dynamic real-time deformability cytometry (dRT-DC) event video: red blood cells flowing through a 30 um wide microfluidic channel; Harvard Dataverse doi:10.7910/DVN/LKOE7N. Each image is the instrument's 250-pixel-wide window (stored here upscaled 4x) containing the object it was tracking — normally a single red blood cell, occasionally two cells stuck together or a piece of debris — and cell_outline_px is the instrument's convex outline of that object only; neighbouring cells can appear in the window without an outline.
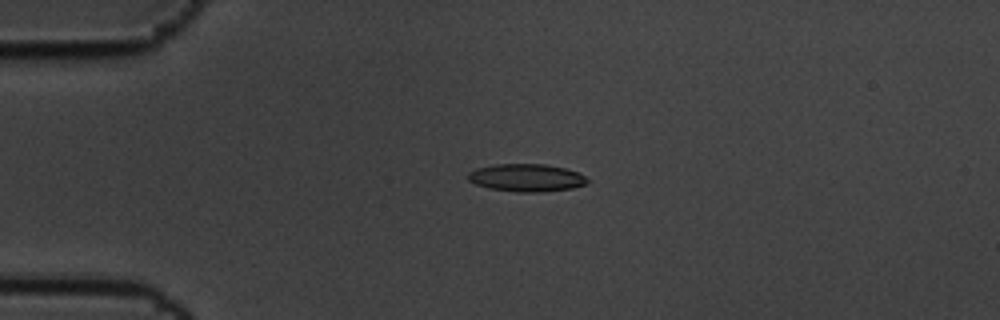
{"species": "common noctule bat (a hibernating species)", "species_latin": "Nyctalus noctula", "temperature_condition": "cold", "stored_images_in_passage": 5, "camera_frame_rate_fps": 3000, "um_per_image_px": 0.085, "animal": {"sex": "male", "body_mass_g": 19.5, "forearm_length_mm": 54.6}, "frame": {"image": 1, "passage_image": 4, "time_ms": 1.0, "image_size_px": [1000, 320], "cell_outline_px": [[588, 184], [572, 188], [540, 192], [516, 192], [488, 188], [476, 184], [468, 180], [468, 172], [476, 168], [496, 164], [544, 164], [564, 168], [580, 172], [588, 180]], "centroid_in_image_um": [44.75, 15.11], "position_along_channel_um": 40.2, "area_um2": 19.31}}